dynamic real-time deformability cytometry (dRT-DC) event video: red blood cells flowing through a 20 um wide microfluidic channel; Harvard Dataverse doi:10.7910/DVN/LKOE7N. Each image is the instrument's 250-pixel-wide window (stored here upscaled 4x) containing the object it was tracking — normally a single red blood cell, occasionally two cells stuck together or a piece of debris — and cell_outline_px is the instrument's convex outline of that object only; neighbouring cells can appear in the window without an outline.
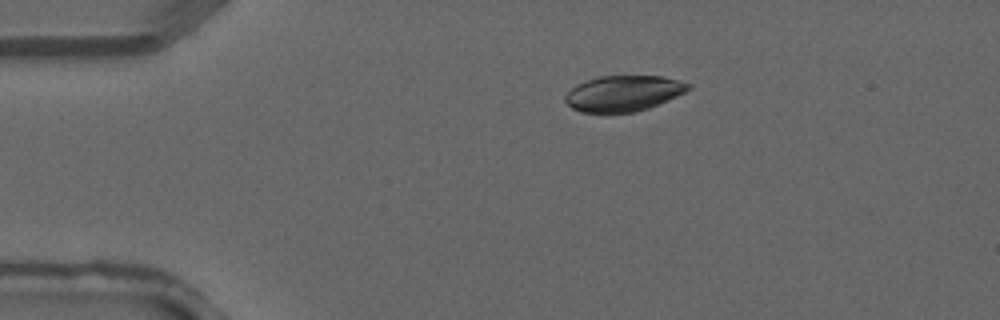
{"species": "common noctule bat (a hibernating species)", "species_latin": "Nyctalus noctula", "temperature_condition": "warm", "stored_images_in_passage": 4, "camera_frame_rate_fps": 3000, "um_per_image_px": 0.085, "animal": {"sex": "male", "forearm_length_mm": 52.5}, "frame": {"image": 1, "passage_image": 3, "time_ms": 0.667, "image_size_px": [1000, 320], "cell_outline_px": [[692, 88], [668, 100], [648, 108], [636, 112], [580, 112], [572, 108], [564, 100], [564, 96], [576, 84], [600, 76], [664, 76], [692, 84]], "centroid_in_image_um": [53.0, 7.93], "position_along_channel_um": 32.0, "area_um2": 25.55}}
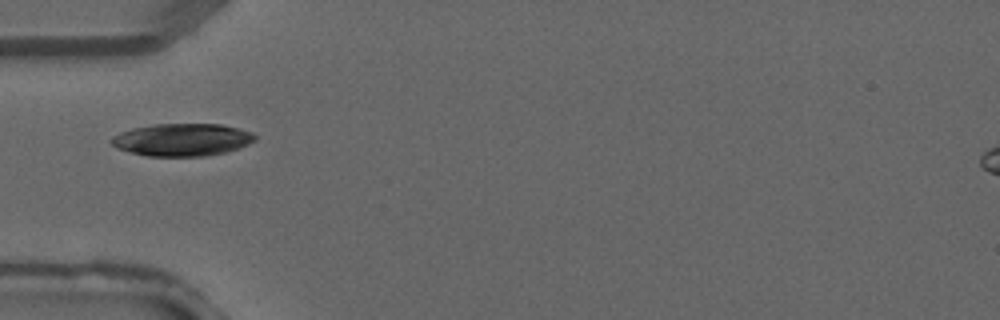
{"frame": {"image": 2, "passage_image": 4, "time_ms": 1.0, "image_size_px": [1000, 320], "cell_outline_px": [[256, 140], [248, 144], [224, 152], [208, 156], [148, 156], [128, 152], [116, 148], [108, 140], [112, 136], [120, 132], [132, 128], [152, 124], [220, 124], [252, 132], [256, 136]], "centroid_in_image_um": [15.42, 11.87], "position_along_channel_um": 69.6, "area_um2": 27.28}}